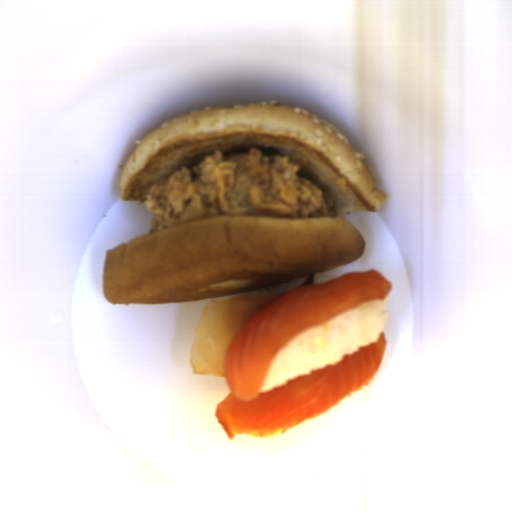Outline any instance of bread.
Here are the masks:
<instances>
[{
  "label": "bread",
  "mask_w": 512,
  "mask_h": 512,
  "mask_svg": "<svg viewBox=\"0 0 512 512\" xmlns=\"http://www.w3.org/2000/svg\"><path fill=\"white\" fill-rule=\"evenodd\" d=\"M340 217H201L106 250L103 296L165 304L238 295L321 275L361 257Z\"/></svg>",
  "instance_id": "bread-1"
},
{
  "label": "bread",
  "mask_w": 512,
  "mask_h": 512,
  "mask_svg": "<svg viewBox=\"0 0 512 512\" xmlns=\"http://www.w3.org/2000/svg\"><path fill=\"white\" fill-rule=\"evenodd\" d=\"M259 148L289 156L302 179L328 195L337 213L378 211L387 200L361 153L319 116L289 104L242 103L193 110L146 135L124 163L119 199L144 204L151 186L206 156Z\"/></svg>",
  "instance_id": "bread-2"
}]
</instances>
